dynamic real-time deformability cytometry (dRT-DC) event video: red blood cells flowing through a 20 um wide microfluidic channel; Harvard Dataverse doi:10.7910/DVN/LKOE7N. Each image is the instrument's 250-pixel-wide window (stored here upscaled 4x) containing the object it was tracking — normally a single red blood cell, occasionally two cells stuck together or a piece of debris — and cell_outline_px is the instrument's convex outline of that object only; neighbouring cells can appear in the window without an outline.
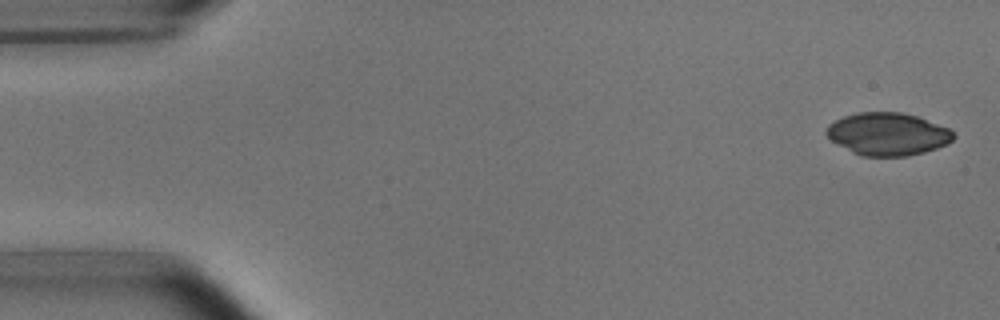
{"species": "common noctule bat (a hibernating species)", "species_latin": "Nyctalus noctula", "temperature_condition": "room temperature", "stored_images_in_passage": 4, "camera_frame_rate_fps": 3000, "um_per_image_px": 0.085, "animal": {"sex": "male", "body_mass_g": 15.6}, "frame": {"image": 1, "passage_image": 1, "time_ms": 0.0, "image_size_px": [1000, 320], "cell_outline_px": [[956, 136], [948, 144], [924, 152], [908, 156], [860, 156], [852, 152], [832, 140], [824, 132], [828, 124], [844, 116], [856, 112], [900, 112], [916, 116], [948, 128]], "centroid_in_image_um": [75.45, 11.39], "position_along_channel_um": 9.6, "area_um2": 31.44}}